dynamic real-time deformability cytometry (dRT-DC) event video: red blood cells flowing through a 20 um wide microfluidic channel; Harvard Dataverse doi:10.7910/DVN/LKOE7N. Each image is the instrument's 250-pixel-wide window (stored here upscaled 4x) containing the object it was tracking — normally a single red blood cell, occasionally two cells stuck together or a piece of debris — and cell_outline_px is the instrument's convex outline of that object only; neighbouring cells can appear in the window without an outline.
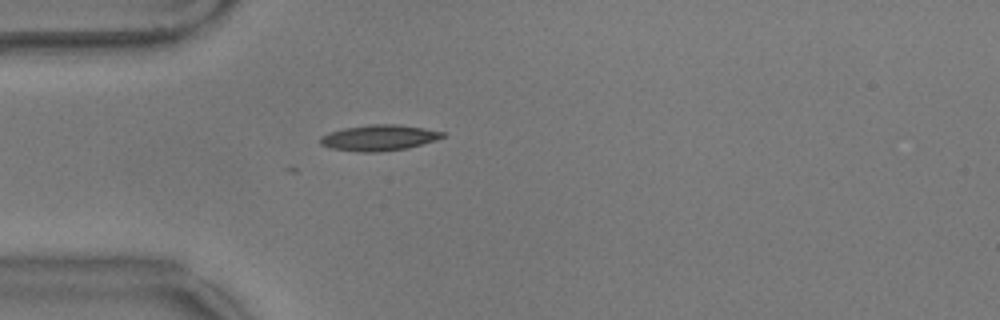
{"species": "common noctule bat (a hibernating species)", "species_latin": "Nyctalus noctula", "temperature_condition": "warm", "stored_images_in_passage": 7, "camera_frame_rate_fps": 3000, "um_per_image_px": 0.085, "animal": {"sex": "male", "body_mass_g": 17.9}, "frame": {"image": 1, "passage_image": 2, "time_ms": 0.333, "image_size_px": [1000, 320], "cell_outline_px": [[444, 136], [436, 140], [408, 148], [380, 152], [360, 152], [328, 148], [320, 144], [320, 136], [328, 132], [344, 128], [368, 124], [396, 124], [424, 128], [444, 132]], "centroid_in_image_um": [32.17, 11.71], "position_along_channel_um": 52.8, "area_um2": 18.55}}
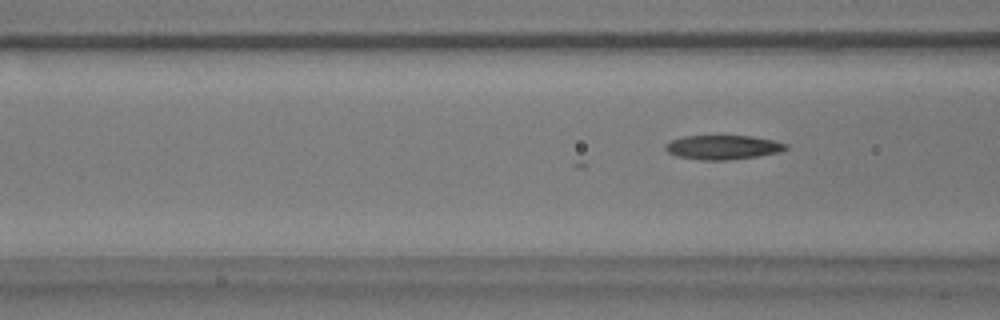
{"frame": {"image": 2, "passage_image": 7, "time_ms": 2.0, "image_size_px": [1000, 320], "cell_outline_px": [[788, 148], [780, 152], [760, 156], [724, 160], [700, 160], [676, 156], [668, 152], [664, 148], [664, 144], [672, 140], [684, 136], [752, 136], [772, 140], [788, 144]], "centroid_in_image_um": [61.44, 12.52], "position_along_channel_um": 105.2, "area_um2": 17.05}}